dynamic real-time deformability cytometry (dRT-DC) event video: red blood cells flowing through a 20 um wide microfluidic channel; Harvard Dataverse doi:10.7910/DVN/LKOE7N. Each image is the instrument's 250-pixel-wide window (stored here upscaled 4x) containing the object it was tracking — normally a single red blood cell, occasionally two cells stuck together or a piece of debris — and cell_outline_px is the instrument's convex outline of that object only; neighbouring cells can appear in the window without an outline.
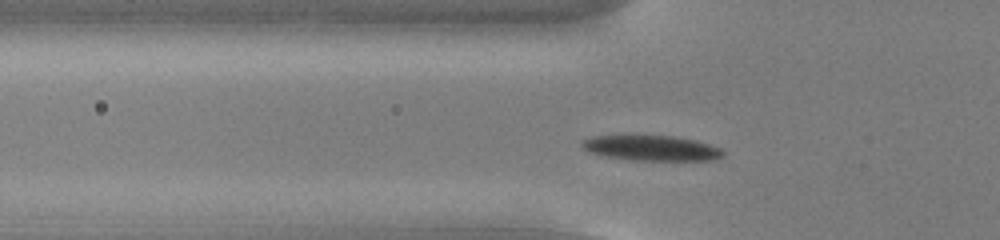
{"species": "common noctule bat (a hibernating species)", "species_latin": "Nyctalus noctula", "temperature_condition": "cold", "stored_images_in_passage": 45, "camera_frame_rate_fps": 3000, "um_per_image_px": 0.085, "animal": {"sex": "male", "body_mass_g": 13.0, "forearm_length_mm": 53.1}, "frame": {"image": 1, "passage_image": 9, "time_ms": 2.667, "image_size_px": [1000, 240], "cell_outline_px": [[724, 156], [716, 160], [636, 160], [608, 156], [588, 152], [580, 144], [580, 140], [592, 136], [672, 136], [696, 140], [720, 148], [724, 152]], "centroid_in_image_um": [55.39, 12.58], "position_along_channel_um": 70.4, "area_um2": 20.58}}
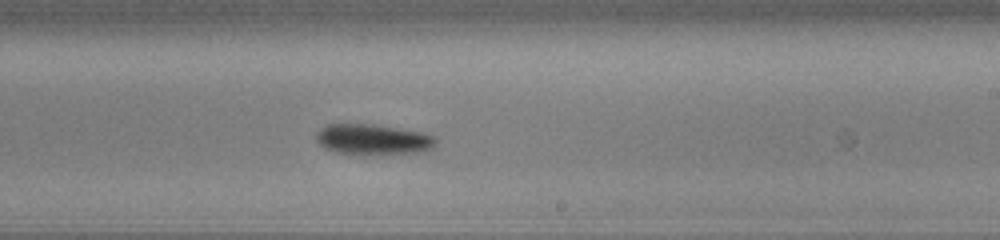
{"frame": {"image": 2, "passage_image": 24, "time_ms": 7.667, "image_size_px": [1000, 240], "cell_outline_px": [[436, 140], [432, 148], [424, 152], [368, 156], [352, 156], [336, 152], [324, 148], [316, 140], [316, 132], [324, 124], [372, 124], [400, 128], [420, 132], [436, 136]], "centroid_in_image_um": [31.67, 11.89], "position_along_channel_um": 257.3, "area_um2": 22.14}}
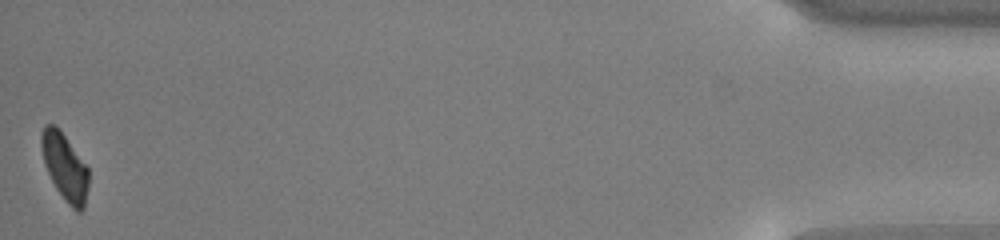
{"frame": {"image": 3, "passage_image": 45, "time_ms": 14.667, "image_size_px": [1000, 240], "cell_outline_px": [[88, 188], [84, 208], [80, 212], [76, 212], [64, 200], [56, 188], [44, 164], [40, 144], [40, 132], [44, 124], [52, 124], [64, 136], [88, 168]], "centroid_in_image_um": [5.49, 14.22], "position_along_channel_um": 429.7, "area_um2": 18.21}, "authors_computed_cell_mechanics": {"area_um2": 20.3456, "velocity_mm_per_s": 3.7574, "shape_relaxation_time_tau1_ms": 2.1783, "shape_relaxation_time_tau2_ms": null, "deformation_change_tau1": 0.1115, "deformation_change_tau2": null}}